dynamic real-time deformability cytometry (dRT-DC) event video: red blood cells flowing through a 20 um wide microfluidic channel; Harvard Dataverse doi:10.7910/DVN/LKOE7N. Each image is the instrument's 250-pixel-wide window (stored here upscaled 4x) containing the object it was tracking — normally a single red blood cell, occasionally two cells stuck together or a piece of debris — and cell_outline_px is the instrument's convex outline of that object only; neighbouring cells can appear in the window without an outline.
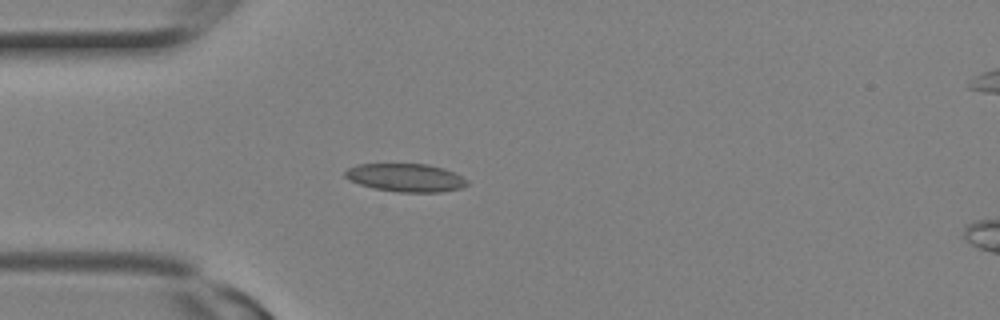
{"species": "Egyptian fruit bat (a non-hibernating species)", "species_latin": "Rousettus aegyptiacus", "temperature_condition": "room temperature", "stored_images_in_passage": 2, "camera_frame_rate_fps": 3000, "um_per_image_px": 0.085, "animal": {"sex": "female"}, "frame": {"image": 1, "passage_image": 1, "time_ms": 0.0, "image_size_px": [1000, 320], "cell_outline_px": [[468, 184], [460, 188], [440, 192], [396, 192], [372, 188], [360, 184], [344, 176], [344, 172], [348, 168], [356, 164], [428, 164], [444, 168], [468, 180]], "centroid_in_image_um": [34.47, 15.1], "position_along_channel_um": 50.5, "area_um2": 19.94}}